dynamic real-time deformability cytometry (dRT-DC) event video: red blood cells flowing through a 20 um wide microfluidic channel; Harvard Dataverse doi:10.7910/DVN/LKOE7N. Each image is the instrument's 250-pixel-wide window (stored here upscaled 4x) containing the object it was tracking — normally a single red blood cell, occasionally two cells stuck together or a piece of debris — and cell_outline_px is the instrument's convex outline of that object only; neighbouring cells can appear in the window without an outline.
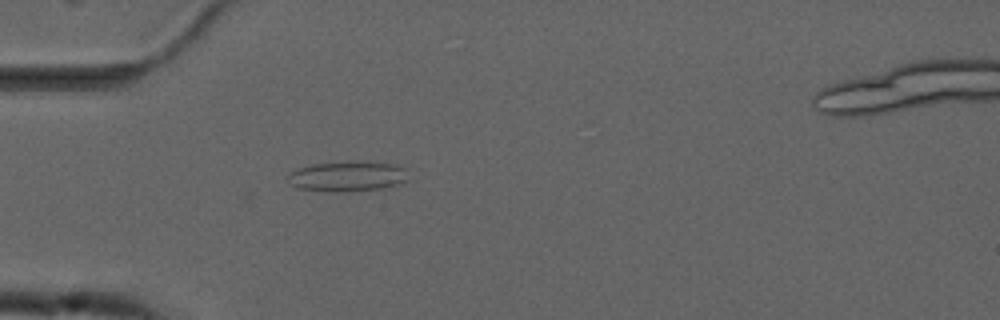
{"species": "common noctule bat (a hibernating species)", "species_latin": "Nyctalus noctula", "temperature_condition": "cold", "stored_images_in_passage": 20, "camera_frame_rate_fps": 3000, "um_per_image_px": 0.085, "animal": {"sex": "male", "forearm_length_mm": 52.5}, "frame": {"image": 1, "passage_image": 2, "time_ms": 0.333, "image_size_px": [1000, 320], "cell_outline_px": [[408, 180], [400, 184], [384, 188], [344, 192], [328, 192], [300, 188], [292, 184], [288, 176], [288, 172], [312, 164], [356, 160], [368, 160], [396, 164], [404, 168]], "centroid_in_image_um": [29.59, 14.97], "position_along_channel_um": 55.4, "area_um2": 21.62}}
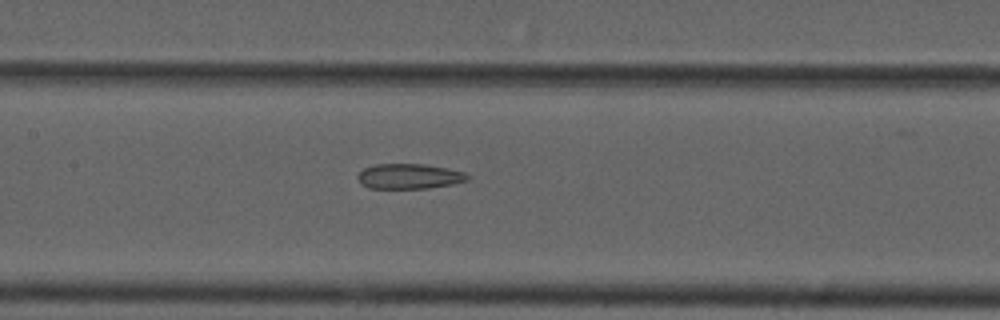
{"frame": {"image": 2, "passage_image": 12, "time_ms": 3.667, "image_size_px": [1000, 320], "cell_outline_px": [[472, 176], [468, 180], [452, 184], [428, 188], [368, 188], [360, 184], [356, 176], [364, 168], [376, 164], [424, 164], [464, 172]], "centroid_in_image_um": [34.76, 14.99], "position_along_channel_um": 172.6, "area_um2": 16.07}}
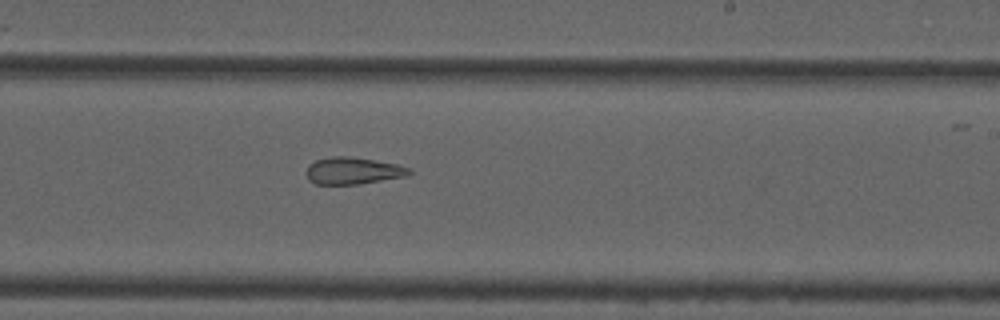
{"frame": {"image": 3, "passage_image": 19, "time_ms": 6.0, "image_size_px": [1000, 320], "cell_outline_px": [[412, 172], [408, 176], [356, 184], [316, 184], [308, 180], [304, 172], [308, 164], [316, 160], [332, 156], [348, 156], [376, 160], [396, 164], [408, 168]], "centroid_in_image_um": [29.95, 14.51], "position_along_channel_um": 259.1, "area_um2": 16.24}}